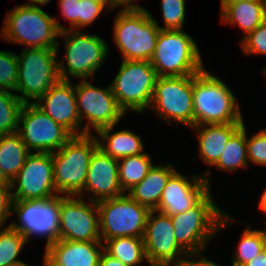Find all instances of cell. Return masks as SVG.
<instances>
[{
    "instance_id": "cell-1",
    "label": "cell",
    "mask_w": 266,
    "mask_h": 266,
    "mask_svg": "<svg viewBox=\"0 0 266 266\" xmlns=\"http://www.w3.org/2000/svg\"><path fill=\"white\" fill-rule=\"evenodd\" d=\"M211 193L210 190L189 210L170 216L176 242L186 253L205 251L219 230L236 222L220 209Z\"/></svg>"
},
{
    "instance_id": "cell-2",
    "label": "cell",
    "mask_w": 266,
    "mask_h": 266,
    "mask_svg": "<svg viewBox=\"0 0 266 266\" xmlns=\"http://www.w3.org/2000/svg\"><path fill=\"white\" fill-rule=\"evenodd\" d=\"M59 22L39 6L20 4L5 16L1 38L11 44L26 45L27 48L59 49V34L68 29Z\"/></svg>"
},
{
    "instance_id": "cell-3",
    "label": "cell",
    "mask_w": 266,
    "mask_h": 266,
    "mask_svg": "<svg viewBox=\"0 0 266 266\" xmlns=\"http://www.w3.org/2000/svg\"><path fill=\"white\" fill-rule=\"evenodd\" d=\"M194 126L244 123L239 103L225 81L205 68L193 75Z\"/></svg>"
},
{
    "instance_id": "cell-4",
    "label": "cell",
    "mask_w": 266,
    "mask_h": 266,
    "mask_svg": "<svg viewBox=\"0 0 266 266\" xmlns=\"http://www.w3.org/2000/svg\"><path fill=\"white\" fill-rule=\"evenodd\" d=\"M98 148V137L91 134L72 136L52 153L53 181L58 194L78 196L84 190L89 161Z\"/></svg>"
},
{
    "instance_id": "cell-5",
    "label": "cell",
    "mask_w": 266,
    "mask_h": 266,
    "mask_svg": "<svg viewBox=\"0 0 266 266\" xmlns=\"http://www.w3.org/2000/svg\"><path fill=\"white\" fill-rule=\"evenodd\" d=\"M150 62L160 77L194 75L204 69L196 42L182 29L160 30Z\"/></svg>"
},
{
    "instance_id": "cell-6",
    "label": "cell",
    "mask_w": 266,
    "mask_h": 266,
    "mask_svg": "<svg viewBox=\"0 0 266 266\" xmlns=\"http://www.w3.org/2000/svg\"><path fill=\"white\" fill-rule=\"evenodd\" d=\"M159 27L147 9L116 13L113 38L123 60L150 62L161 30Z\"/></svg>"
},
{
    "instance_id": "cell-7",
    "label": "cell",
    "mask_w": 266,
    "mask_h": 266,
    "mask_svg": "<svg viewBox=\"0 0 266 266\" xmlns=\"http://www.w3.org/2000/svg\"><path fill=\"white\" fill-rule=\"evenodd\" d=\"M61 36L65 39L66 60L58 61L59 78L69 81L72 77L80 81L93 79L107 58V42L98 35L85 34L79 30L67 29L60 32Z\"/></svg>"
},
{
    "instance_id": "cell-8",
    "label": "cell",
    "mask_w": 266,
    "mask_h": 266,
    "mask_svg": "<svg viewBox=\"0 0 266 266\" xmlns=\"http://www.w3.org/2000/svg\"><path fill=\"white\" fill-rule=\"evenodd\" d=\"M18 57L16 95L25 103H36L60 80L58 75V49L26 48ZM32 100V102H30ZM35 100V101H34Z\"/></svg>"
},
{
    "instance_id": "cell-9",
    "label": "cell",
    "mask_w": 266,
    "mask_h": 266,
    "mask_svg": "<svg viewBox=\"0 0 266 266\" xmlns=\"http://www.w3.org/2000/svg\"><path fill=\"white\" fill-rule=\"evenodd\" d=\"M158 75L149 61L123 60L110 84L119 108L126 114L150 107Z\"/></svg>"
},
{
    "instance_id": "cell-10",
    "label": "cell",
    "mask_w": 266,
    "mask_h": 266,
    "mask_svg": "<svg viewBox=\"0 0 266 266\" xmlns=\"http://www.w3.org/2000/svg\"><path fill=\"white\" fill-rule=\"evenodd\" d=\"M99 232L103 243L116 237L143 238L150 210L127 193L97 202Z\"/></svg>"
},
{
    "instance_id": "cell-11",
    "label": "cell",
    "mask_w": 266,
    "mask_h": 266,
    "mask_svg": "<svg viewBox=\"0 0 266 266\" xmlns=\"http://www.w3.org/2000/svg\"><path fill=\"white\" fill-rule=\"evenodd\" d=\"M149 108L168 124L174 120L189 128L194 126L193 75L158 76Z\"/></svg>"
},
{
    "instance_id": "cell-12",
    "label": "cell",
    "mask_w": 266,
    "mask_h": 266,
    "mask_svg": "<svg viewBox=\"0 0 266 266\" xmlns=\"http://www.w3.org/2000/svg\"><path fill=\"white\" fill-rule=\"evenodd\" d=\"M60 195L43 200H21L13 202L12 214L18 220L9 224L19 231L29 243L32 237L46 238L48 247L59 239Z\"/></svg>"
},
{
    "instance_id": "cell-13",
    "label": "cell",
    "mask_w": 266,
    "mask_h": 266,
    "mask_svg": "<svg viewBox=\"0 0 266 266\" xmlns=\"http://www.w3.org/2000/svg\"><path fill=\"white\" fill-rule=\"evenodd\" d=\"M29 152L53 153L73 135L56 123L35 103L23 104L17 131Z\"/></svg>"
},
{
    "instance_id": "cell-14",
    "label": "cell",
    "mask_w": 266,
    "mask_h": 266,
    "mask_svg": "<svg viewBox=\"0 0 266 266\" xmlns=\"http://www.w3.org/2000/svg\"><path fill=\"white\" fill-rule=\"evenodd\" d=\"M77 111L81 120L82 135L91 134L90 126L97 132L101 128L117 125L125 113L119 108L111 86L95 87L87 80L75 85Z\"/></svg>"
},
{
    "instance_id": "cell-15",
    "label": "cell",
    "mask_w": 266,
    "mask_h": 266,
    "mask_svg": "<svg viewBox=\"0 0 266 266\" xmlns=\"http://www.w3.org/2000/svg\"><path fill=\"white\" fill-rule=\"evenodd\" d=\"M89 202L85 203L80 196H60L59 239L102 242L97 202Z\"/></svg>"
},
{
    "instance_id": "cell-16",
    "label": "cell",
    "mask_w": 266,
    "mask_h": 266,
    "mask_svg": "<svg viewBox=\"0 0 266 266\" xmlns=\"http://www.w3.org/2000/svg\"><path fill=\"white\" fill-rule=\"evenodd\" d=\"M10 185L14 201L43 200L58 196L53 181L52 153L30 152Z\"/></svg>"
},
{
    "instance_id": "cell-17",
    "label": "cell",
    "mask_w": 266,
    "mask_h": 266,
    "mask_svg": "<svg viewBox=\"0 0 266 266\" xmlns=\"http://www.w3.org/2000/svg\"><path fill=\"white\" fill-rule=\"evenodd\" d=\"M148 263L177 265L186 252L178 245L169 215L150 210L143 235Z\"/></svg>"
},
{
    "instance_id": "cell-18",
    "label": "cell",
    "mask_w": 266,
    "mask_h": 266,
    "mask_svg": "<svg viewBox=\"0 0 266 266\" xmlns=\"http://www.w3.org/2000/svg\"><path fill=\"white\" fill-rule=\"evenodd\" d=\"M209 173L193 175L191 182L176 171L167 181L156 210L169 216L189 210L210 191Z\"/></svg>"
},
{
    "instance_id": "cell-19",
    "label": "cell",
    "mask_w": 266,
    "mask_h": 266,
    "mask_svg": "<svg viewBox=\"0 0 266 266\" xmlns=\"http://www.w3.org/2000/svg\"><path fill=\"white\" fill-rule=\"evenodd\" d=\"M73 84L69 80H58L35 104L73 136H79L82 127Z\"/></svg>"
},
{
    "instance_id": "cell-20",
    "label": "cell",
    "mask_w": 266,
    "mask_h": 266,
    "mask_svg": "<svg viewBox=\"0 0 266 266\" xmlns=\"http://www.w3.org/2000/svg\"><path fill=\"white\" fill-rule=\"evenodd\" d=\"M84 191L91 193L88 199L94 202L123 195L118 160L97 148L89 161L84 190L78 196L83 197Z\"/></svg>"
},
{
    "instance_id": "cell-21",
    "label": "cell",
    "mask_w": 266,
    "mask_h": 266,
    "mask_svg": "<svg viewBox=\"0 0 266 266\" xmlns=\"http://www.w3.org/2000/svg\"><path fill=\"white\" fill-rule=\"evenodd\" d=\"M45 250L63 266H99L104 245L102 242L58 239Z\"/></svg>"
},
{
    "instance_id": "cell-22",
    "label": "cell",
    "mask_w": 266,
    "mask_h": 266,
    "mask_svg": "<svg viewBox=\"0 0 266 266\" xmlns=\"http://www.w3.org/2000/svg\"><path fill=\"white\" fill-rule=\"evenodd\" d=\"M244 123L202 124L192 126L198 134L199 156L208 166L219 160L230 137Z\"/></svg>"
},
{
    "instance_id": "cell-23",
    "label": "cell",
    "mask_w": 266,
    "mask_h": 266,
    "mask_svg": "<svg viewBox=\"0 0 266 266\" xmlns=\"http://www.w3.org/2000/svg\"><path fill=\"white\" fill-rule=\"evenodd\" d=\"M176 172L171 164L153 165L142 181L126 193L137 203L156 210L169 178Z\"/></svg>"
},
{
    "instance_id": "cell-24",
    "label": "cell",
    "mask_w": 266,
    "mask_h": 266,
    "mask_svg": "<svg viewBox=\"0 0 266 266\" xmlns=\"http://www.w3.org/2000/svg\"><path fill=\"white\" fill-rule=\"evenodd\" d=\"M115 126L117 125L104 127L97 131L99 138L102 139V141L98 139L99 149L116 160L144 153L141 136L125 129L114 133Z\"/></svg>"
},
{
    "instance_id": "cell-25",
    "label": "cell",
    "mask_w": 266,
    "mask_h": 266,
    "mask_svg": "<svg viewBox=\"0 0 266 266\" xmlns=\"http://www.w3.org/2000/svg\"><path fill=\"white\" fill-rule=\"evenodd\" d=\"M266 20L263 0H248L227 5L221 11V21L238 25L244 31V37Z\"/></svg>"
},
{
    "instance_id": "cell-26",
    "label": "cell",
    "mask_w": 266,
    "mask_h": 266,
    "mask_svg": "<svg viewBox=\"0 0 266 266\" xmlns=\"http://www.w3.org/2000/svg\"><path fill=\"white\" fill-rule=\"evenodd\" d=\"M29 153L18 132L0 135V175L10 183Z\"/></svg>"
},
{
    "instance_id": "cell-27",
    "label": "cell",
    "mask_w": 266,
    "mask_h": 266,
    "mask_svg": "<svg viewBox=\"0 0 266 266\" xmlns=\"http://www.w3.org/2000/svg\"><path fill=\"white\" fill-rule=\"evenodd\" d=\"M104 251L126 266L141 265L147 261L143 238L116 237L104 242Z\"/></svg>"
},
{
    "instance_id": "cell-28",
    "label": "cell",
    "mask_w": 266,
    "mask_h": 266,
    "mask_svg": "<svg viewBox=\"0 0 266 266\" xmlns=\"http://www.w3.org/2000/svg\"><path fill=\"white\" fill-rule=\"evenodd\" d=\"M245 123L230 137L219 160L213 166L221 170L235 172L243 167L247 168V132Z\"/></svg>"
},
{
    "instance_id": "cell-29",
    "label": "cell",
    "mask_w": 266,
    "mask_h": 266,
    "mask_svg": "<svg viewBox=\"0 0 266 266\" xmlns=\"http://www.w3.org/2000/svg\"><path fill=\"white\" fill-rule=\"evenodd\" d=\"M152 167V159L145 152L118 160L119 182L122 190L126 193L140 183Z\"/></svg>"
},
{
    "instance_id": "cell-30",
    "label": "cell",
    "mask_w": 266,
    "mask_h": 266,
    "mask_svg": "<svg viewBox=\"0 0 266 266\" xmlns=\"http://www.w3.org/2000/svg\"><path fill=\"white\" fill-rule=\"evenodd\" d=\"M28 244L26 238L10 225L0 226V266H11L25 263L18 259L24 245Z\"/></svg>"
},
{
    "instance_id": "cell-31",
    "label": "cell",
    "mask_w": 266,
    "mask_h": 266,
    "mask_svg": "<svg viewBox=\"0 0 266 266\" xmlns=\"http://www.w3.org/2000/svg\"><path fill=\"white\" fill-rule=\"evenodd\" d=\"M250 225L242 231L236 253L232 256V266H243L266 248L262 232L251 229Z\"/></svg>"
},
{
    "instance_id": "cell-32",
    "label": "cell",
    "mask_w": 266,
    "mask_h": 266,
    "mask_svg": "<svg viewBox=\"0 0 266 266\" xmlns=\"http://www.w3.org/2000/svg\"><path fill=\"white\" fill-rule=\"evenodd\" d=\"M23 104L15 93L0 90V135L18 131L19 114Z\"/></svg>"
},
{
    "instance_id": "cell-33",
    "label": "cell",
    "mask_w": 266,
    "mask_h": 266,
    "mask_svg": "<svg viewBox=\"0 0 266 266\" xmlns=\"http://www.w3.org/2000/svg\"><path fill=\"white\" fill-rule=\"evenodd\" d=\"M18 57L16 53L0 51V90L16 93Z\"/></svg>"
},
{
    "instance_id": "cell-34",
    "label": "cell",
    "mask_w": 266,
    "mask_h": 266,
    "mask_svg": "<svg viewBox=\"0 0 266 266\" xmlns=\"http://www.w3.org/2000/svg\"><path fill=\"white\" fill-rule=\"evenodd\" d=\"M161 11L164 27L161 30L182 29L185 21V0H161Z\"/></svg>"
},
{
    "instance_id": "cell-35",
    "label": "cell",
    "mask_w": 266,
    "mask_h": 266,
    "mask_svg": "<svg viewBox=\"0 0 266 266\" xmlns=\"http://www.w3.org/2000/svg\"><path fill=\"white\" fill-rule=\"evenodd\" d=\"M244 54L266 55V20L240 41Z\"/></svg>"
},
{
    "instance_id": "cell-36",
    "label": "cell",
    "mask_w": 266,
    "mask_h": 266,
    "mask_svg": "<svg viewBox=\"0 0 266 266\" xmlns=\"http://www.w3.org/2000/svg\"><path fill=\"white\" fill-rule=\"evenodd\" d=\"M247 158L255 165L266 166V129L247 137Z\"/></svg>"
},
{
    "instance_id": "cell-37",
    "label": "cell",
    "mask_w": 266,
    "mask_h": 266,
    "mask_svg": "<svg viewBox=\"0 0 266 266\" xmlns=\"http://www.w3.org/2000/svg\"><path fill=\"white\" fill-rule=\"evenodd\" d=\"M105 6L93 0H79V29L94 24Z\"/></svg>"
},
{
    "instance_id": "cell-38",
    "label": "cell",
    "mask_w": 266,
    "mask_h": 266,
    "mask_svg": "<svg viewBox=\"0 0 266 266\" xmlns=\"http://www.w3.org/2000/svg\"><path fill=\"white\" fill-rule=\"evenodd\" d=\"M64 19L71 24V30H79V0H59Z\"/></svg>"
},
{
    "instance_id": "cell-39",
    "label": "cell",
    "mask_w": 266,
    "mask_h": 266,
    "mask_svg": "<svg viewBox=\"0 0 266 266\" xmlns=\"http://www.w3.org/2000/svg\"><path fill=\"white\" fill-rule=\"evenodd\" d=\"M13 202V191L10 183L0 187V226L4 225L12 215Z\"/></svg>"
},
{
    "instance_id": "cell-40",
    "label": "cell",
    "mask_w": 266,
    "mask_h": 266,
    "mask_svg": "<svg viewBox=\"0 0 266 266\" xmlns=\"http://www.w3.org/2000/svg\"><path fill=\"white\" fill-rule=\"evenodd\" d=\"M204 251L186 253L175 266H220L203 256ZM201 257V258H200Z\"/></svg>"
},
{
    "instance_id": "cell-41",
    "label": "cell",
    "mask_w": 266,
    "mask_h": 266,
    "mask_svg": "<svg viewBox=\"0 0 266 266\" xmlns=\"http://www.w3.org/2000/svg\"><path fill=\"white\" fill-rule=\"evenodd\" d=\"M138 0H113V11L119 7L121 11L146 10L144 7L132 3Z\"/></svg>"
},
{
    "instance_id": "cell-42",
    "label": "cell",
    "mask_w": 266,
    "mask_h": 266,
    "mask_svg": "<svg viewBox=\"0 0 266 266\" xmlns=\"http://www.w3.org/2000/svg\"><path fill=\"white\" fill-rule=\"evenodd\" d=\"M99 266H126V265L123 264L120 260L111 257L105 251H103L100 258Z\"/></svg>"
},
{
    "instance_id": "cell-43",
    "label": "cell",
    "mask_w": 266,
    "mask_h": 266,
    "mask_svg": "<svg viewBox=\"0 0 266 266\" xmlns=\"http://www.w3.org/2000/svg\"><path fill=\"white\" fill-rule=\"evenodd\" d=\"M243 266H266V248Z\"/></svg>"
},
{
    "instance_id": "cell-44",
    "label": "cell",
    "mask_w": 266,
    "mask_h": 266,
    "mask_svg": "<svg viewBox=\"0 0 266 266\" xmlns=\"http://www.w3.org/2000/svg\"><path fill=\"white\" fill-rule=\"evenodd\" d=\"M43 266H63L54 259L46 250L44 253Z\"/></svg>"
},
{
    "instance_id": "cell-45",
    "label": "cell",
    "mask_w": 266,
    "mask_h": 266,
    "mask_svg": "<svg viewBox=\"0 0 266 266\" xmlns=\"http://www.w3.org/2000/svg\"><path fill=\"white\" fill-rule=\"evenodd\" d=\"M259 207L263 213H266V187L260 197Z\"/></svg>"
},
{
    "instance_id": "cell-46",
    "label": "cell",
    "mask_w": 266,
    "mask_h": 266,
    "mask_svg": "<svg viewBox=\"0 0 266 266\" xmlns=\"http://www.w3.org/2000/svg\"><path fill=\"white\" fill-rule=\"evenodd\" d=\"M28 1H30V2L29 3H25V5H30V6L38 7L37 4L42 5V6L43 5H47L48 2H50L51 0H28Z\"/></svg>"
},
{
    "instance_id": "cell-47",
    "label": "cell",
    "mask_w": 266,
    "mask_h": 266,
    "mask_svg": "<svg viewBox=\"0 0 266 266\" xmlns=\"http://www.w3.org/2000/svg\"><path fill=\"white\" fill-rule=\"evenodd\" d=\"M93 1L100 3V4L104 5L105 7L107 6L106 8H108V9H106V10H108V11L113 10V0H93Z\"/></svg>"
},
{
    "instance_id": "cell-48",
    "label": "cell",
    "mask_w": 266,
    "mask_h": 266,
    "mask_svg": "<svg viewBox=\"0 0 266 266\" xmlns=\"http://www.w3.org/2000/svg\"><path fill=\"white\" fill-rule=\"evenodd\" d=\"M241 1H248V0H221L220 4H221V11L229 4H233V3H237V2H241Z\"/></svg>"
},
{
    "instance_id": "cell-49",
    "label": "cell",
    "mask_w": 266,
    "mask_h": 266,
    "mask_svg": "<svg viewBox=\"0 0 266 266\" xmlns=\"http://www.w3.org/2000/svg\"><path fill=\"white\" fill-rule=\"evenodd\" d=\"M7 182L1 175H0V187H4L8 184Z\"/></svg>"
},
{
    "instance_id": "cell-50",
    "label": "cell",
    "mask_w": 266,
    "mask_h": 266,
    "mask_svg": "<svg viewBox=\"0 0 266 266\" xmlns=\"http://www.w3.org/2000/svg\"><path fill=\"white\" fill-rule=\"evenodd\" d=\"M150 266H171L170 264L167 263H148Z\"/></svg>"
},
{
    "instance_id": "cell-51",
    "label": "cell",
    "mask_w": 266,
    "mask_h": 266,
    "mask_svg": "<svg viewBox=\"0 0 266 266\" xmlns=\"http://www.w3.org/2000/svg\"><path fill=\"white\" fill-rule=\"evenodd\" d=\"M11 266H34V265H30V264H27V263H20V264H14V265H11Z\"/></svg>"
},
{
    "instance_id": "cell-52",
    "label": "cell",
    "mask_w": 266,
    "mask_h": 266,
    "mask_svg": "<svg viewBox=\"0 0 266 266\" xmlns=\"http://www.w3.org/2000/svg\"><path fill=\"white\" fill-rule=\"evenodd\" d=\"M263 234V237H264V242H265V247H266V228L265 230H260Z\"/></svg>"
},
{
    "instance_id": "cell-53",
    "label": "cell",
    "mask_w": 266,
    "mask_h": 266,
    "mask_svg": "<svg viewBox=\"0 0 266 266\" xmlns=\"http://www.w3.org/2000/svg\"><path fill=\"white\" fill-rule=\"evenodd\" d=\"M262 73L266 75V67L265 69H262Z\"/></svg>"
},
{
    "instance_id": "cell-54",
    "label": "cell",
    "mask_w": 266,
    "mask_h": 266,
    "mask_svg": "<svg viewBox=\"0 0 266 266\" xmlns=\"http://www.w3.org/2000/svg\"><path fill=\"white\" fill-rule=\"evenodd\" d=\"M263 4H264L265 9H266V0H263Z\"/></svg>"
}]
</instances>
